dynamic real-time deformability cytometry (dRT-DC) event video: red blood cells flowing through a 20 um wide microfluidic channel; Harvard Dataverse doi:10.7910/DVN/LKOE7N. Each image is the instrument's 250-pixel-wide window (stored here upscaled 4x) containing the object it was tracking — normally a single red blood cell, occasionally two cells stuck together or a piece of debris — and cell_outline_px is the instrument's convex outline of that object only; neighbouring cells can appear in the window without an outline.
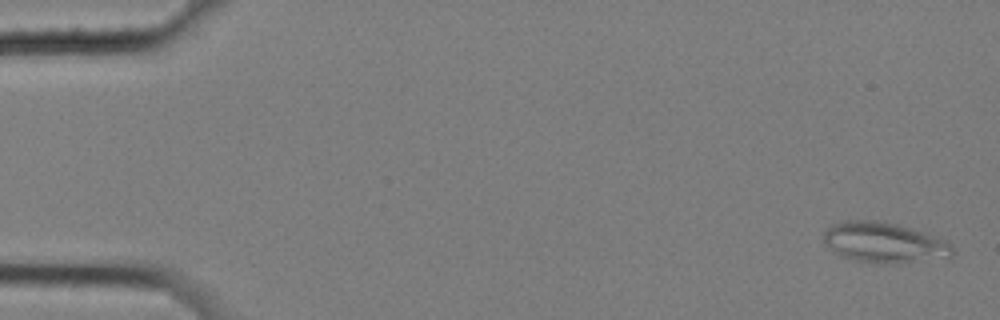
{"species": "common noctule bat (a hibernating species)", "species_latin": "Nyctalus noctula", "temperature_condition": "cold", "stored_images_in_passage": 4, "camera_frame_rate_fps": 3000, "um_per_image_px": 0.085, "animal": {"sex": "female", "body_mass_g": 25.1}, "frame": {"image": 1, "passage_image": 1, "time_ms": 0.0, "image_size_px": [1000, 320], "cell_outline_px": [[956, 252], [952, 256], [896, 264], [876, 264], [856, 260], [840, 256], [824, 240], [824, 232], [832, 224], [840, 220], [880, 220], [896, 224], [948, 240]], "centroid_in_image_um": [75.17, 20.62], "position_along_channel_um": 9.8, "area_um2": 30.4}}